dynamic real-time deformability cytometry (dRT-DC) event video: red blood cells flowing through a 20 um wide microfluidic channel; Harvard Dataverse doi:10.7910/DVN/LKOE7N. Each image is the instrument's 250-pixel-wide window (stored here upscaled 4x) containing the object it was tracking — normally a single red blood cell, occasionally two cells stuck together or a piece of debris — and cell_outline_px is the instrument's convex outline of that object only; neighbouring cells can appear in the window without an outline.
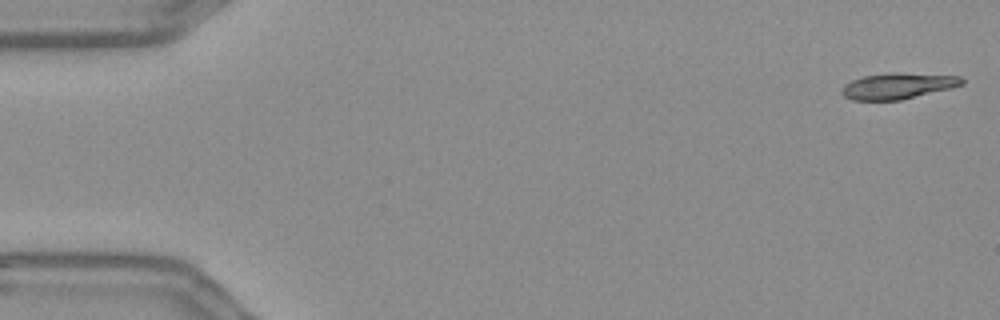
{"species": "Egyptian fruit bat (a non-hibernating species)", "species_latin": "Rousettus aegyptiacus", "temperature_condition": "warm", "stored_images_in_passage": 55, "camera_frame_rate_fps": 3000, "um_per_image_px": 0.085, "frame": {"image": 1, "passage_image": 1, "time_ms": 0.0, "image_size_px": [1000, 320], "cell_outline_px": [[964, 84], [952, 88], [900, 100], [852, 100], [844, 96], [840, 92], [840, 88], [844, 84], [852, 80], [864, 76], [888, 72], [896, 72], [960, 76], [964, 80]], "centroid_in_image_um": [76.3, 7.3], "position_along_channel_um": 8.7, "area_um2": 18.38}}
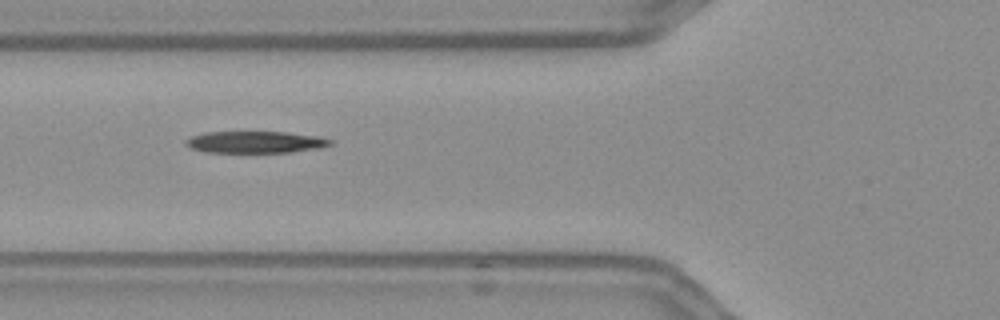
{"frame": {"image": 2, "passage_image": 20, "time_ms": 6.333, "image_size_px": [1000, 320], "cell_outline_px": [[332, 144], [320, 148], [292, 152], [204, 152], [188, 148], [184, 144], [184, 140], [192, 136], [204, 132], [284, 132], [320, 136], [332, 140]], "centroid_in_image_um": [21.67, 12.08], "position_along_channel_um": 104.1, "area_um2": 18.5}}
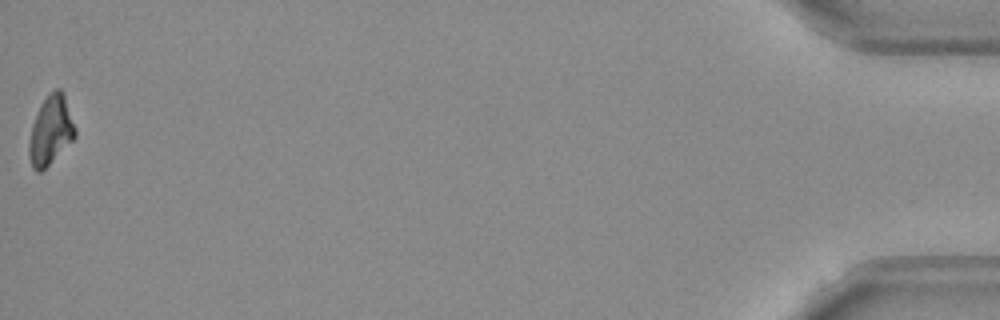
{"frame": {"image": 3, "passage_image": 55, "time_ms": 18.0, "image_size_px": [1000, 320], "cell_outline_px": [[76, 136], [40, 172], [36, 172], [32, 168], [28, 156], [28, 144], [32, 124], [40, 104], [48, 92], [56, 88], [60, 88], [64, 92], [76, 128]], "centroid_in_image_um": [4.3, 11.03], "position_along_channel_um": 430.9, "area_um2": 18.61}, "authors_computed_cell_mechanics": {"area_um2": 19.0162, "velocity_mm_per_s": 3.6563, "shape_relaxation_time_tau1_ms": 4.0106, "shape_relaxation_time_tau2_ms": null, "deformation_change_tau1": 0.167, "deformation_change_tau2": null}}